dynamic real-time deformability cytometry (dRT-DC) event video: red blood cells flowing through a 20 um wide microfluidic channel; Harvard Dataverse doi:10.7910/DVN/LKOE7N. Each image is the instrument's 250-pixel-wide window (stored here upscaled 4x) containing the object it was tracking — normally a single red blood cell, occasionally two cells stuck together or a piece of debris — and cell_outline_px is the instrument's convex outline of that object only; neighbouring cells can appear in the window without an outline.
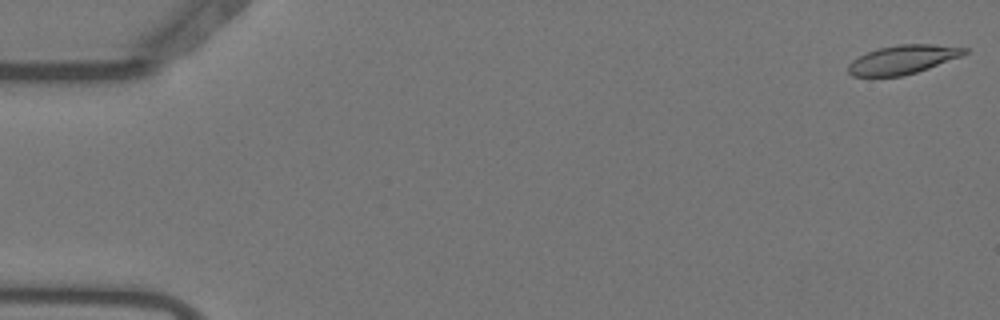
{"species": "Egyptian fruit bat (a non-hibernating species)", "species_latin": "Rousettus aegyptiacus", "temperature_condition": "warm", "stored_images_in_passage": 55, "camera_frame_rate_fps": 3000, "um_per_image_px": 0.085, "animal": {"sex": "female"}, "frame": {"image": 1, "passage_image": 1, "time_ms": 0.0, "image_size_px": [1000, 320], "cell_outline_px": [[968, 52], [960, 56], [928, 68], [916, 72], [900, 76], [852, 76], [848, 72], [848, 64], [852, 60], [868, 52], [880, 48], [900, 44], [936, 44], [968, 48]], "centroid_in_image_um": [76.74, 5.06], "position_along_channel_um": 8.3, "area_um2": 19.25}}
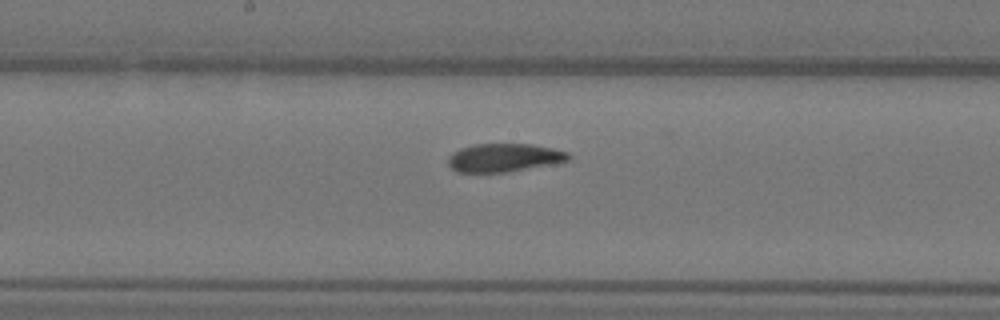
{"frame": {"image": 2, "passage_image": 29, "time_ms": 9.333, "image_size_px": [1000, 320], "cell_outline_px": [[572, 156], [568, 160], [548, 164], [504, 172], [456, 172], [448, 164], [448, 156], [452, 152], [460, 148], [476, 144], [532, 144], [552, 148], [568, 152]], "centroid_in_image_um": [42.8, 13.39], "position_along_channel_um": 205.4, "area_um2": 19.59}}
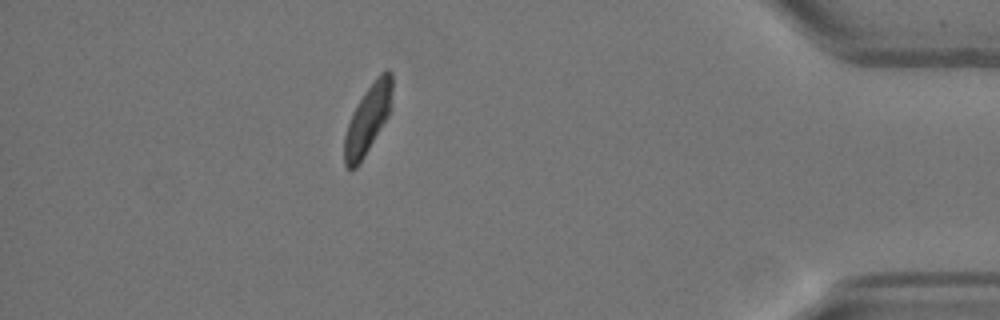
{"frame": {"image": 3, "passage_image": 49, "time_ms": 16.0, "image_size_px": [1000, 320], "cell_outline_px": [[392, 108], [388, 116], [364, 156], [356, 168], [348, 168], [344, 164], [344, 136], [352, 112], [364, 92], [376, 76], [380, 72], [388, 68], [392, 72]], "centroid_in_image_um": [31.28, 10.07], "position_along_channel_um": 403.9, "area_um2": 19.19}, "authors_computed_cell_mechanics": {"area_um2": 20.4612, "velocity_mm_per_s": 3.6669, "shape_relaxation_time_tau1_ms": 5.3735, "shape_relaxation_time_tau2_ms": 1.7419, "deformation_change_tau1": 0.1811, "deformation_change_tau2": 0.0781}}